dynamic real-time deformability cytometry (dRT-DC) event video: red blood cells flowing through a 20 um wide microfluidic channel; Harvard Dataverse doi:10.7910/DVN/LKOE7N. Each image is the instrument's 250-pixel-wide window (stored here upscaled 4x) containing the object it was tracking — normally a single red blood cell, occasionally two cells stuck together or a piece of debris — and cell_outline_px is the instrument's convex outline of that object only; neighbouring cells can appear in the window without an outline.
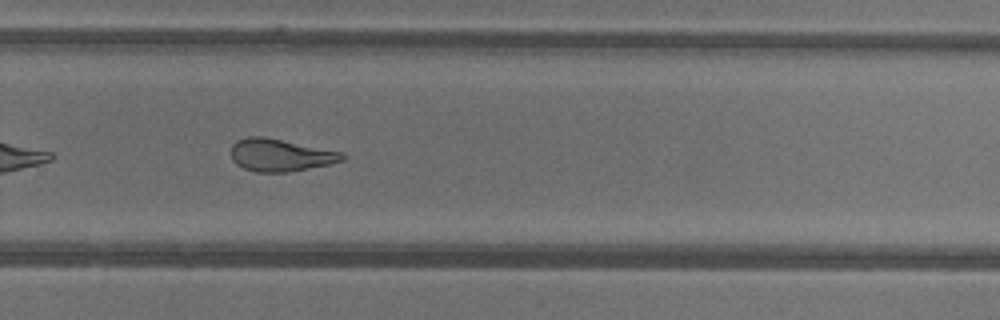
{"species": "common noctule bat (a hibernating species)", "species_latin": "Nyctalus noctula", "temperature_condition": "warm", "stored_images_in_passage": 44, "camera_frame_rate_fps": 3000, "um_per_image_px": 0.085, "animal": {"sex": "female"}, "frame": {"image": 1, "passage_image": 32, "time_ms": 10.333, "image_size_px": [1000, 320], "cell_outline_px": [[344, 160], [328, 164], [288, 172], [256, 172], [244, 168], [236, 164], [232, 160], [232, 144], [236, 140], [248, 136], [264, 136], [344, 152]], "centroid_in_image_um": [23.81, 13.17], "position_along_channel_um": 306.0, "area_um2": 21.04}, "authors_computed_cell_mechanics": {"area_um2": 23.6402, "velocity_mm_per_s": 4.3418, "shape_relaxation_time_tau1_ms": null, "shape_relaxation_time_tau2_ms": 2.0736, "deformation_change_tau1": null, "deformation_change_tau2": 0.1052}}